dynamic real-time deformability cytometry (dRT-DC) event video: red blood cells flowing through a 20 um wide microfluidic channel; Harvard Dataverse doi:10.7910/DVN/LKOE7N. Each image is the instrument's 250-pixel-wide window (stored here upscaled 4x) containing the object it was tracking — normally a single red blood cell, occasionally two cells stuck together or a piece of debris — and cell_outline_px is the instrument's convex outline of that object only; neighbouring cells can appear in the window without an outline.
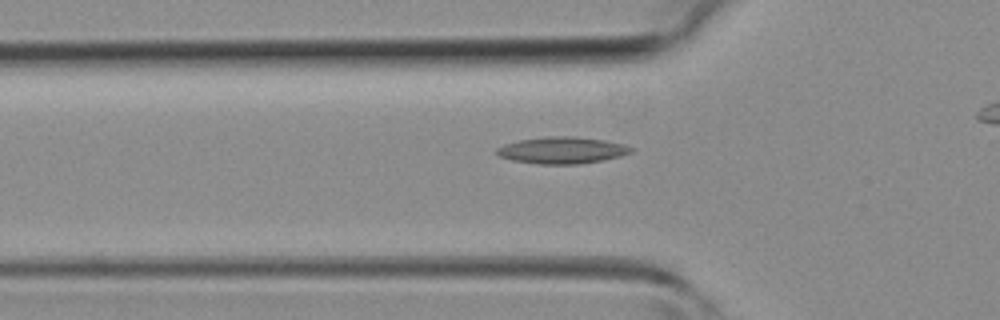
{"species": "common noctule bat (a hibernating species)", "species_latin": "Nyctalus noctula", "temperature_condition": "room temperature", "stored_images_in_passage": 25, "camera_frame_rate_fps": 3000, "um_per_image_px": 0.085, "animal": {"sex": "female", "body_mass_g": 19.3, "forearm_length_mm": 54.1}, "frame": {"image": 1, "passage_image": 3, "time_ms": 0.667, "image_size_px": [1000, 320], "cell_outline_px": [[636, 148], [632, 152], [620, 156], [604, 160], [580, 164], [536, 164], [512, 160], [500, 156], [496, 152], [496, 148], [504, 144], [520, 140], [552, 136], [572, 136], [604, 140], [624, 144]], "centroid_in_image_um": [47.81, 12.78], "position_along_channel_um": 78.0, "area_um2": 20.92}}
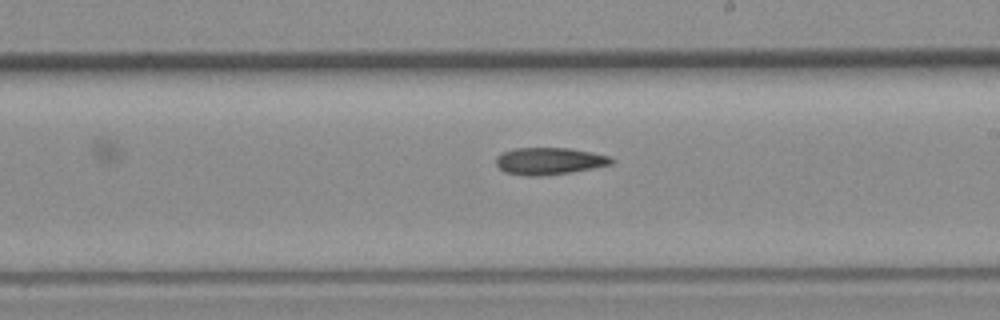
{"frame": {"image": 2, "passage_image": 13, "time_ms": 4.0, "image_size_px": [1000, 320], "cell_outline_px": [[616, 160], [612, 164], [572, 172], [540, 176], [524, 176], [504, 172], [496, 164], [496, 156], [504, 152], [516, 148], [572, 148], [592, 152], [608, 156]], "centroid_in_image_um": [46.69, 13.69], "position_along_channel_um": 242.3, "area_um2": 18.26}}
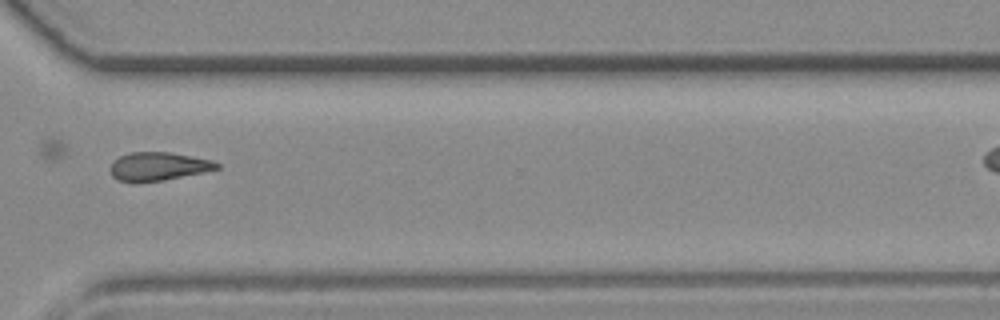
{"frame": {"image": 3, "passage_image": 20, "time_ms": 6.333, "image_size_px": [1000, 320], "cell_outline_px": [[220, 168], [204, 172], [164, 180], [136, 184], [132, 184], [116, 180], [112, 176], [112, 164], [120, 156], [132, 152], [168, 152], [212, 160], [220, 164]], "centroid_in_image_um": [13.45, 14.18], "position_along_channel_um": 357.2, "area_um2": 17.74}}